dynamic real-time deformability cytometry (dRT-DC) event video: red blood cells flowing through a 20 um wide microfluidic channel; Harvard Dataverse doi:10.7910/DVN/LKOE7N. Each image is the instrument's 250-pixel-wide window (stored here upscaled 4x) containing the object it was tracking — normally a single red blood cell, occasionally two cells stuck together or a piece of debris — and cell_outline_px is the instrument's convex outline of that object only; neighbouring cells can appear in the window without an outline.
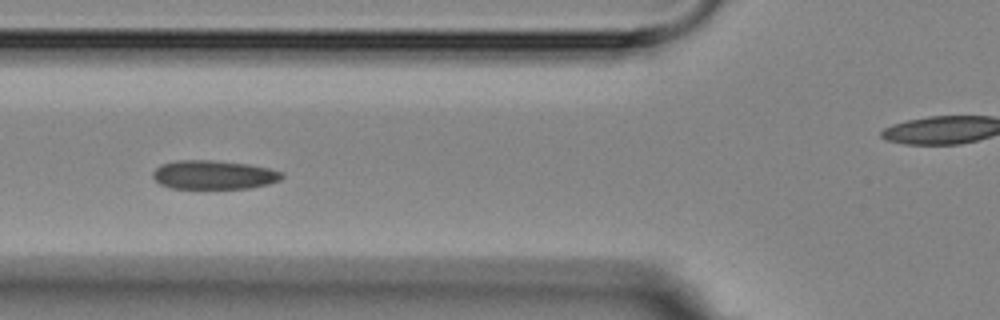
{"species": "Egyptian fruit bat (a non-hibernating species)", "species_latin": "Rousettus aegyptiacus", "temperature_condition": "room temperature", "stored_images_in_passage": 16, "camera_frame_rate_fps": 3000, "um_per_image_px": 0.085, "animal": {"sex": "female"}, "frame": {"image": 1, "passage_image": 5, "time_ms": 4.667, "image_size_px": [1000, 320], "cell_outline_px": [[284, 176], [280, 180], [268, 184], [248, 188], [172, 188], [160, 184], [152, 176], [152, 172], [160, 164], [176, 160], [212, 160], [248, 164], [268, 168], [284, 172]], "centroid_in_image_um": [18.16, 14.85], "position_along_channel_um": 107.6, "area_um2": 21.73}}
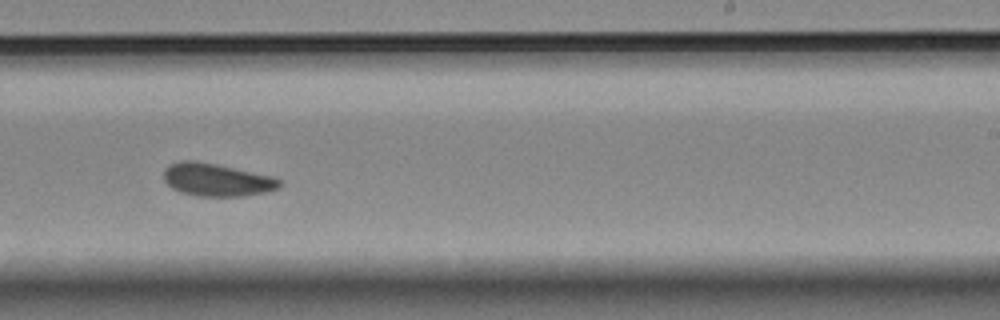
{"frame": {"image": 2, "passage_image": 9, "time_ms": 9.333, "image_size_px": [1000, 320], "cell_outline_px": [[284, 184], [280, 188], [268, 192], [244, 196], [200, 196], [180, 192], [172, 188], [164, 180], [164, 168], [168, 164], [180, 160], [196, 160], [216, 164], [272, 176], [280, 180]], "centroid_in_image_um": [18.43, 15.28], "position_along_channel_um": 270.6, "area_um2": 22.37}}
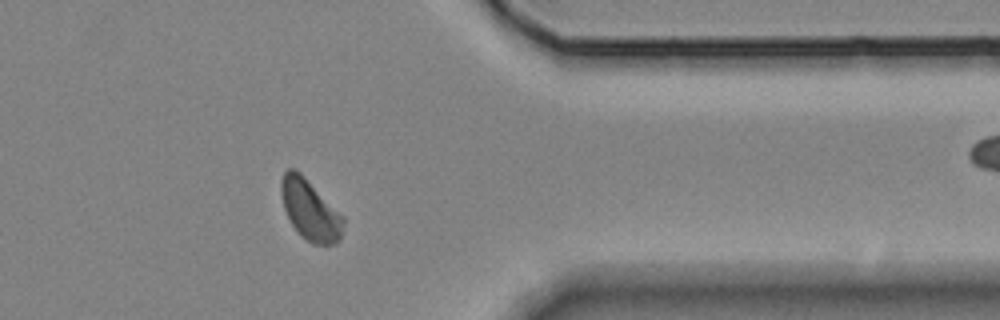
{"frame": {"image": 3, "passage_image": 12, "time_ms": 13.0, "image_size_px": [1000, 320], "cell_outline_px": [[344, 224], [340, 240], [336, 244], [312, 244], [300, 236], [292, 224], [284, 208], [280, 188], [280, 184], [284, 172], [288, 168], [292, 168], [300, 172], [344, 216]], "centroid_in_image_um": [26.37, 17.86], "position_along_channel_um": 385.0, "area_um2": 21.91}, "authors_computed_cell_mechanics": {"area_um2": 21.675, "velocity_mm_per_s": 3.5044, "shape_relaxation_time_tau1_ms": 5.2977, "shape_relaxation_time_tau2_ms": 2.2241, "deformation_change_tau1": 0.0807, "deformation_change_tau2": 0.0775}}